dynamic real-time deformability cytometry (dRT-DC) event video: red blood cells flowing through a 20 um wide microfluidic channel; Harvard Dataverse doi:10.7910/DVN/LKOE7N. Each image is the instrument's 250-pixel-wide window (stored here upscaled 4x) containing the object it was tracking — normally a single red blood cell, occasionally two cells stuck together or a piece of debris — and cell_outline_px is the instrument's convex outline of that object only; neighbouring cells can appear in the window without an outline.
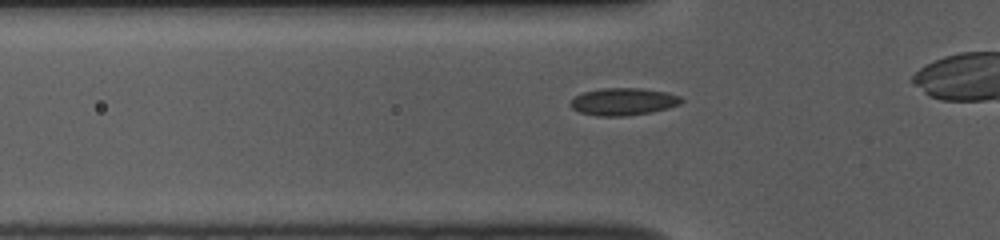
{"species": "common noctule bat (a hibernating species)", "species_latin": "Nyctalus noctula", "temperature_condition": "room temperature", "stored_images_in_passage": 35, "camera_frame_rate_fps": 3000, "um_per_image_px": 0.085, "animal": {"sex": "female", "body_mass_g": 10.0, "forearm_length_mm": 53.1}, "frame": {"image": 1, "passage_image": 10, "time_ms": 3.0, "image_size_px": [1000, 240], "cell_outline_px": [[684, 100], [680, 104], [668, 108], [652, 112], [624, 116], [596, 116], [580, 112], [572, 108], [568, 104], [576, 96], [584, 92], [604, 88], [640, 88], [668, 92], [680, 96]], "centroid_in_image_um": [53.0, 8.64], "position_along_channel_um": 72.8, "area_um2": 17.69}}
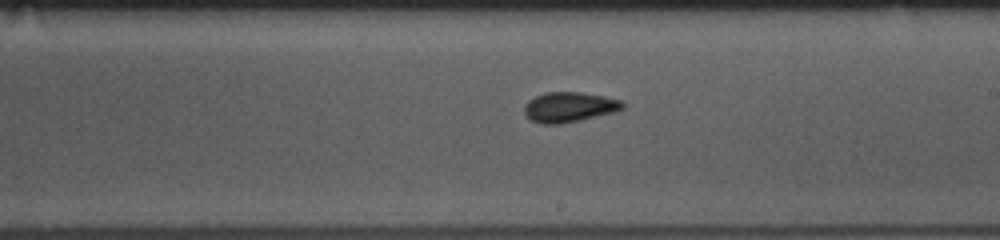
{"frame": {"image": 2, "passage_image": 23, "time_ms": 7.333, "image_size_px": [1000, 240], "cell_outline_px": [[624, 108], [612, 112], [580, 120], [560, 124], [540, 124], [532, 120], [524, 112], [524, 104], [528, 100], [544, 92], [580, 92], [604, 96], [620, 100], [624, 104]], "centroid_in_image_um": [48.35, 9.09], "position_along_channel_um": 240.7, "area_um2": 17.11}}
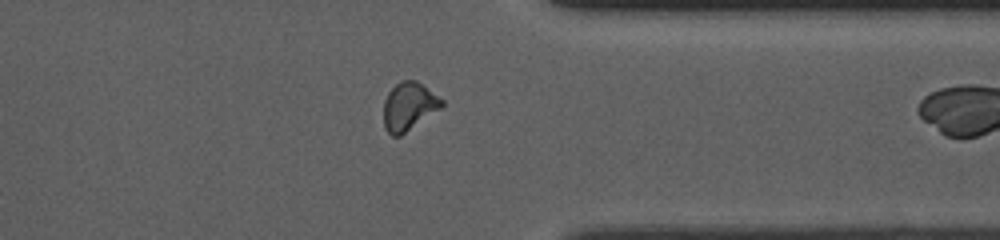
{"frame": {"image": 3, "passage_image": 34, "time_ms": 11.0, "image_size_px": [1000, 240], "cell_outline_px": [[444, 104], [440, 108], [400, 136], [392, 136], [384, 128], [384, 100], [388, 92], [400, 80], [416, 80], [444, 100]], "centroid_in_image_um": [34.73, 9.03], "position_along_channel_um": 376.7, "area_um2": 16.13}}